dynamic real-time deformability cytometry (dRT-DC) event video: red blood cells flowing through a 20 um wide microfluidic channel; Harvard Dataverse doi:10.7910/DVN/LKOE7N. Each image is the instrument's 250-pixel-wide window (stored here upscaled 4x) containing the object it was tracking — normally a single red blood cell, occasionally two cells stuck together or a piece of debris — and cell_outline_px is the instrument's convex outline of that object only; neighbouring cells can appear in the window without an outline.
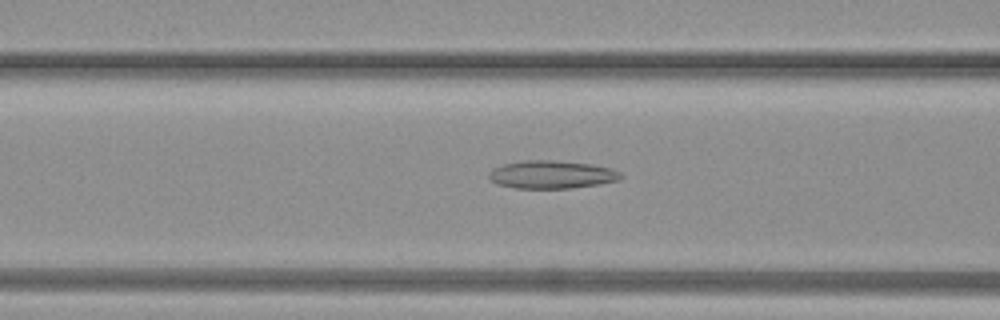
{"species": "common noctule bat (a hibernating species)", "species_latin": "Nyctalus noctula", "temperature_condition": "warm", "stored_images_in_passage": 40, "camera_frame_rate_fps": 3000, "um_per_image_px": 0.085, "animal": {"sex": "female", "body_mass_g": 19.3, "forearm_length_mm": 54.1}, "frame": {"image": 1, "passage_image": 16, "time_ms": 5.0, "image_size_px": [1000, 320], "cell_outline_px": [[624, 176], [616, 180], [600, 184], [572, 188], [516, 188], [496, 184], [488, 176], [488, 172], [492, 168], [504, 164], [524, 160], [548, 160], [592, 164], [612, 168], [620, 172]], "centroid_in_image_um": [46.88, 14.84], "position_along_channel_um": 119.7, "area_um2": 21.5}}
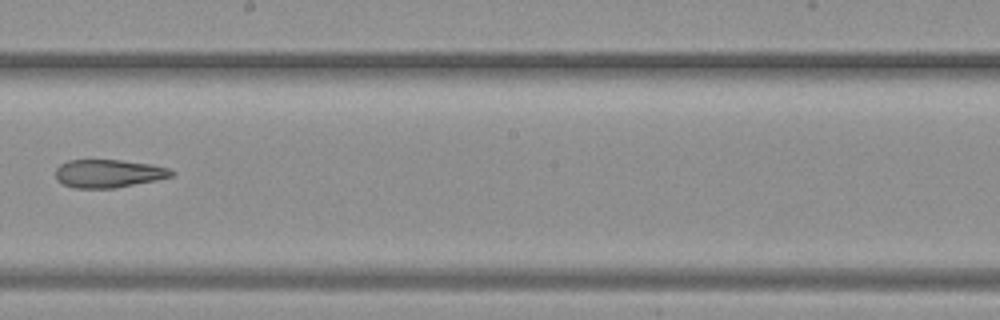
{"frame": {"image": 2, "passage_image": 23, "time_ms": 7.333, "image_size_px": [1000, 320], "cell_outline_px": [[176, 172], [172, 176], [156, 180], [116, 188], [72, 188], [56, 180], [56, 168], [60, 164], [68, 160], [120, 160], [152, 164], [168, 168]], "centroid_in_image_um": [9.22, 14.75], "position_along_channel_um": 239.0, "area_um2": 19.07}}
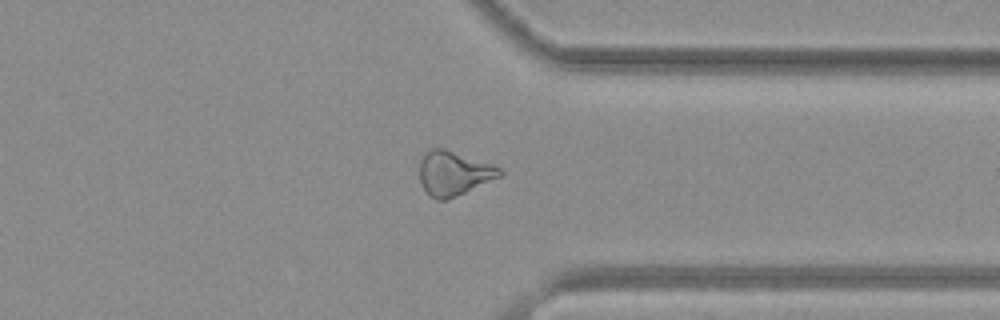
{"frame": {"image": 3, "passage_image": 31, "time_ms": 10.0, "image_size_px": [1000, 320], "cell_outline_px": [[504, 172], [500, 176], [456, 196], [444, 200], [436, 200], [428, 196], [420, 180], [420, 160], [432, 148], [444, 148], [492, 164], [500, 168]], "centroid_in_image_um": [38.55, 14.73], "position_along_channel_um": 372.8, "area_um2": 20.4}}